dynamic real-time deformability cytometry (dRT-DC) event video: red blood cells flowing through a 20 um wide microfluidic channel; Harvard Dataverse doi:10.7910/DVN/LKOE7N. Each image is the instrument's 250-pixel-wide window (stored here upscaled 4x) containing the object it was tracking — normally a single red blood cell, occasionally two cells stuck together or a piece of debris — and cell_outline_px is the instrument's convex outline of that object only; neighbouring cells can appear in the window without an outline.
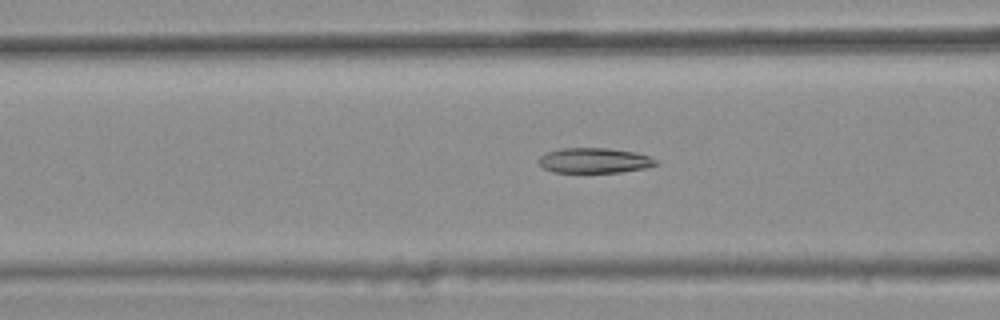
{"species": "common noctule bat (a hibernating species)", "species_latin": "Nyctalus noctula", "temperature_condition": "warm", "stored_images_in_passage": 46, "camera_frame_rate_fps": 3000, "um_per_image_px": 0.085, "animal": {"sex": "female", "body_mass_g": 25.1}, "frame": {"image": 1, "passage_image": 20, "time_ms": 6.333, "image_size_px": [1000, 320], "cell_outline_px": [[660, 164], [644, 168], [620, 172], [552, 172], [544, 168], [540, 164], [540, 156], [548, 152], [560, 148], [608, 148], [636, 152], [648, 156], [656, 160]], "centroid_in_image_um": [50.54, 13.64], "position_along_channel_um": 116.1, "area_um2": 17.05}}
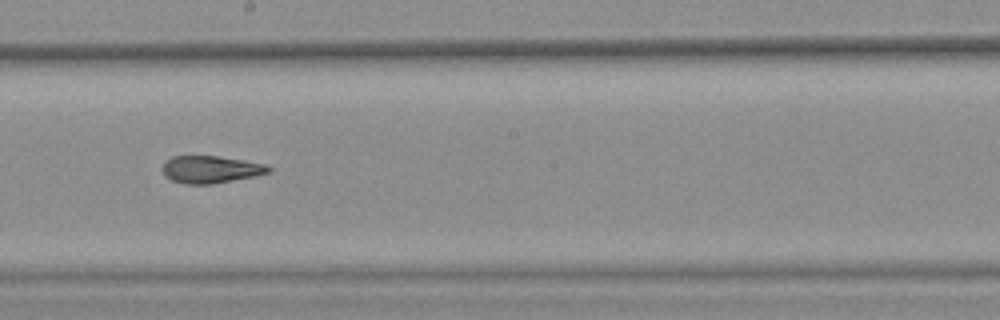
{"frame": {"image": 2, "passage_image": 29, "time_ms": 9.333, "image_size_px": [1000, 320], "cell_outline_px": [[272, 168], [268, 172], [256, 176], [212, 184], [184, 184], [172, 180], [164, 176], [160, 168], [172, 156], [216, 156], [244, 160], [264, 164]], "centroid_in_image_um": [17.87, 14.41], "position_along_channel_um": 230.3, "area_um2": 16.88}}
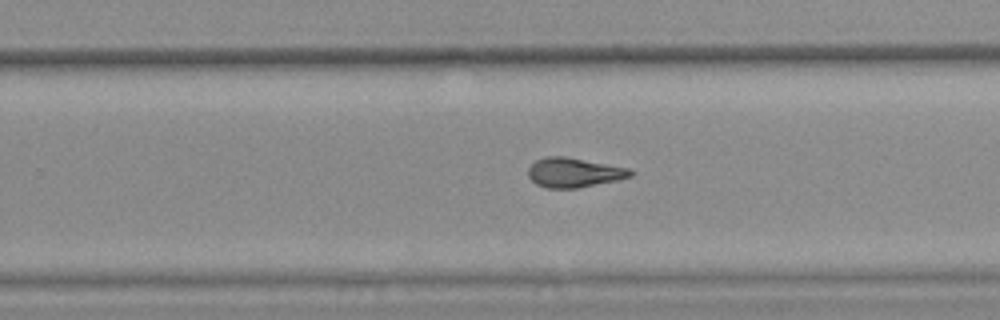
{"frame": {"image": 3, "passage_image": 33, "time_ms": 10.667, "image_size_px": [1000, 320], "cell_outline_px": [[636, 172], [632, 176], [616, 180], [576, 188], [544, 188], [536, 184], [528, 176], [528, 168], [536, 160], [544, 156], [564, 156], [628, 168]], "centroid_in_image_um": [48.76, 14.66], "position_along_channel_um": 281.0, "area_um2": 17.51}, "authors_computed_cell_mechanics": {"area_um2": 17.6868, "velocity_mm_per_s": 3.8149, "shape_relaxation_time_tau1_ms": null, "shape_relaxation_time_tau2_ms": 2.8525, "deformation_change_tau1": null, "deformation_change_tau2": 0.1128}}